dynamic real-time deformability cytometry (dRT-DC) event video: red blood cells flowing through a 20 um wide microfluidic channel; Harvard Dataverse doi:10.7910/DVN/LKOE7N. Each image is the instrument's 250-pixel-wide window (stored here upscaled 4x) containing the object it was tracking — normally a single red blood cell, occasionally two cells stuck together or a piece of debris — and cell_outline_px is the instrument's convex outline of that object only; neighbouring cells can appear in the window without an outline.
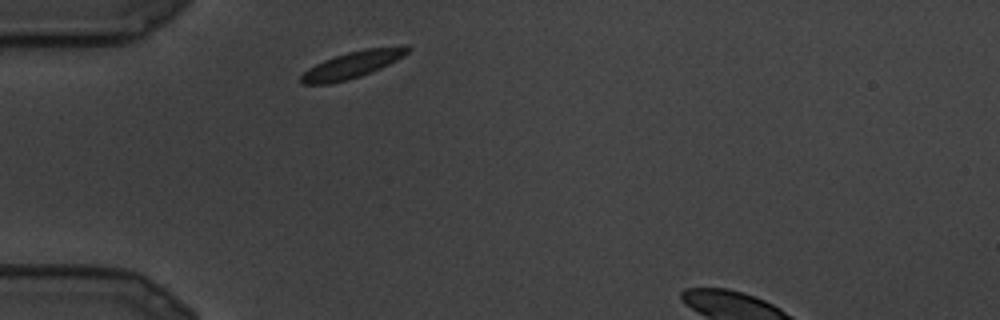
{"species": "common noctule bat (a hibernating species)", "species_latin": "Nyctalus noctula", "temperature_condition": "cold", "stored_images_in_passage": 14, "camera_frame_rate_fps": 3000, "um_per_image_px": 0.085, "animal": {"sex": "male", "body_mass_g": 19.5, "forearm_length_mm": 54.6}, "frame": {"image": 1, "passage_image": 1, "time_ms": 0.0, "image_size_px": [1000, 320], "cell_outline_px": [[412, 48], [404, 56], [372, 72], [348, 80], [328, 84], [304, 84], [300, 80], [300, 76], [308, 68], [324, 60], [348, 52], [368, 48], [404, 44], [408, 44]], "centroid_in_image_um": [30.01, 5.48], "position_along_channel_um": 55.0, "area_um2": 16.7}}
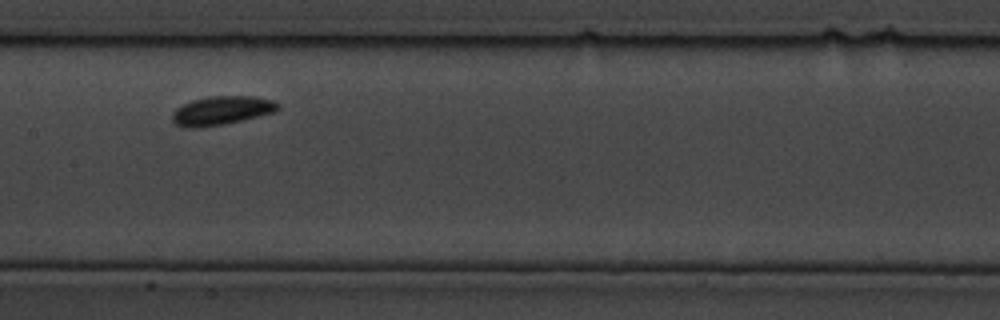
{"frame": {"image": 2, "passage_image": 7, "time_ms": 2.0, "image_size_px": [1000, 320], "cell_outline_px": [[280, 108], [276, 112], [224, 124], [196, 128], [184, 128], [176, 124], [172, 120], [172, 112], [176, 108], [192, 100], [208, 96], [252, 96], [272, 100], [280, 104]], "centroid_in_image_um": [18.83, 9.4], "position_along_channel_um": 188.6, "area_um2": 17.8}}
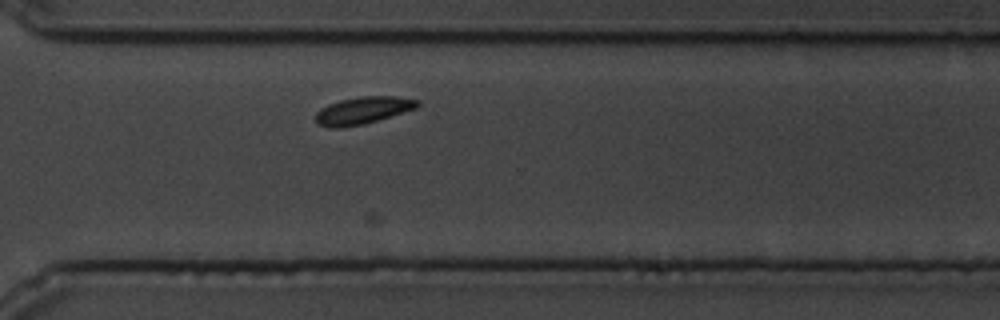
{"frame": {"image": 3, "passage_image": 14, "time_ms": 4.333, "image_size_px": [1000, 320], "cell_outline_px": [[420, 104], [416, 108], [404, 112], [364, 124], [340, 128], [328, 128], [316, 124], [316, 112], [320, 108], [328, 104], [340, 100], [360, 96], [396, 96], [420, 100]], "centroid_in_image_um": [30.82, 9.39], "position_along_channel_um": 339.8, "area_um2": 16.3}}